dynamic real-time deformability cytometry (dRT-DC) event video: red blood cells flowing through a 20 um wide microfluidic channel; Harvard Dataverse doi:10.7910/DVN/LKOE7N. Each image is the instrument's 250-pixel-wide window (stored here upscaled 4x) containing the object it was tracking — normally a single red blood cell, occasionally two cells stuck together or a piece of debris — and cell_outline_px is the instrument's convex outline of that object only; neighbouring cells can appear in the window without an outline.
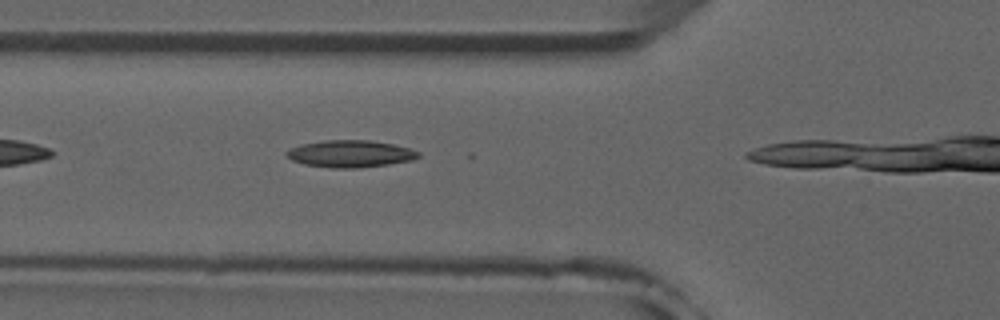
{"species": "common noctule bat (a hibernating species)", "species_latin": "Nyctalus noctula", "temperature_condition": "room temperature", "stored_images_in_passage": 8, "camera_frame_rate_fps": 3000, "um_per_image_px": 0.085, "animal": {"sex": "male", "forearm_length_mm": 52.5}, "frame": {"image": 1, "passage_image": 5, "time_ms": 1.333, "image_size_px": [1000, 320], "cell_outline_px": [[420, 156], [412, 160], [388, 164], [356, 168], [332, 168], [304, 164], [292, 160], [284, 152], [300, 144], [324, 140], [368, 140], [392, 144], [408, 148], [420, 152]], "centroid_in_image_um": [29.76, 13.07], "position_along_channel_um": 96.0, "area_um2": 20.63}}